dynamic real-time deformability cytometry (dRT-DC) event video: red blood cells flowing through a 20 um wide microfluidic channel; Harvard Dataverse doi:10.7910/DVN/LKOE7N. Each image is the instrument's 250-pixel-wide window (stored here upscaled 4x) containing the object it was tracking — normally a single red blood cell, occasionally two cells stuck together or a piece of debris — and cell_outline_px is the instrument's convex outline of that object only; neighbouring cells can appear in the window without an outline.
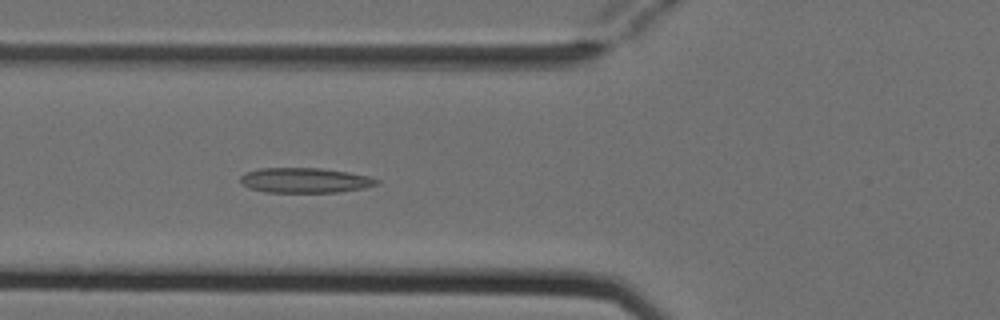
{"species": "Egyptian fruit bat (a non-hibernating species)", "species_latin": "Rousettus aegyptiacus", "temperature_condition": "cold", "stored_images_in_passage": 5, "camera_frame_rate_fps": 3000, "um_per_image_px": 0.085, "animal": {"sex": "female"}, "frame": {"image": 1, "passage_image": 5, "time_ms": 1.333, "image_size_px": [1000, 320], "cell_outline_px": [[380, 184], [364, 188], [336, 192], [264, 192], [248, 188], [240, 184], [240, 176], [244, 172], [260, 168], [320, 168], [348, 172], [368, 176], [380, 180]], "centroid_in_image_um": [25.89, 15.33], "position_along_channel_um": 99.9, "area_um2": 20.06}}